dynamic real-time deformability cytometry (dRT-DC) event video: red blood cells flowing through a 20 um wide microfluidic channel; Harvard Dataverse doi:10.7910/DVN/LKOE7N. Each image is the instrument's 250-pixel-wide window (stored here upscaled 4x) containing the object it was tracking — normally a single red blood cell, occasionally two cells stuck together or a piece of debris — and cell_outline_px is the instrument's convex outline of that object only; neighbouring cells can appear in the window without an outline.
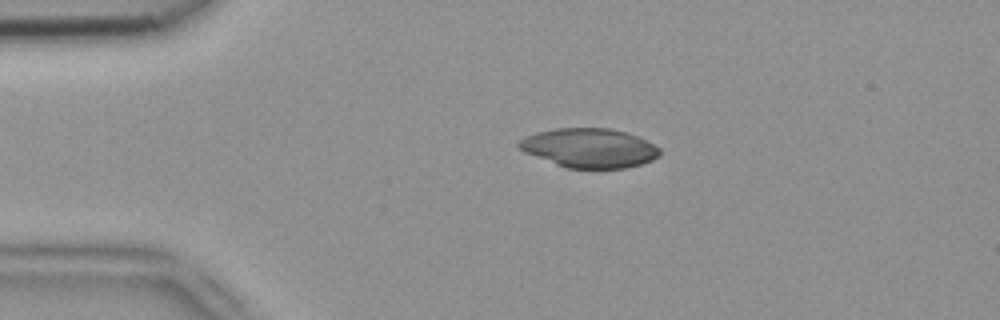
{"species": "common noctule bat (a hibernating species)", "species_latin": "Nyctalus noctula", "temperature_condition": "room temperature", "stored_images_in_passage": 39, "camera_frame_rate_fps": 3000, "um_per_image_px": 0.085, "animal": {"sex": "female", "body_mass_g": 18.4}, "frame": {"image": 1, "passage_image": 5, "time_ms": 1.333, "image_size_px": [1000, 320], "cell_outline_px": [[660, 156], [652, 160], [628, 168], [568, 168], [556, 164], [524, 152], [516, 144], [524, 136], [536, 132], [556, 128], [608, 128], [624, 132], [636, 136], [660, 148]], "centroid_in_image_um": [50.08, 12.58], "position_along_channel_um": 34.9, "area_um2": 32.02}}
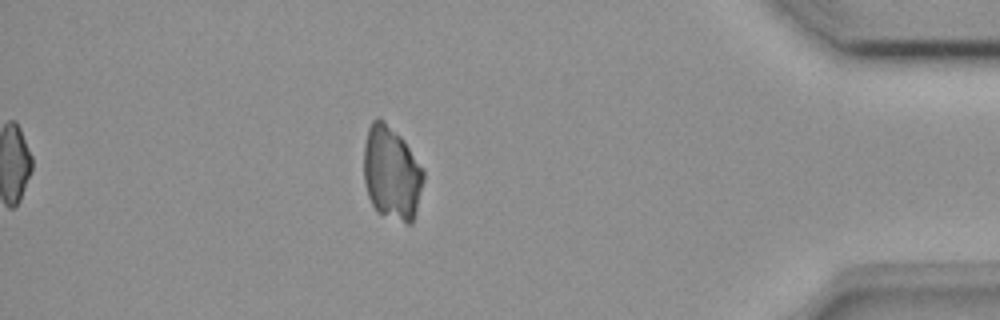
{"frame": {"image": 2, "passage_image": 39, "time_ms": 12.667, "image_size_px": [1000, 320], "cell_outline_px": [[424, 180], [412, 224], [408, 224], [376, 212], [368, 196], [364, 184], [364, 144], [368, 128], [372, 120], [376, 116], [380, 116], [404, 140], [424, 172]], "centroid_in_image_um": [33.26, 14.7], "position_along_channel_um": 401.9, "area_um2": 32.66}}